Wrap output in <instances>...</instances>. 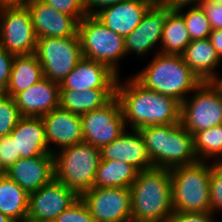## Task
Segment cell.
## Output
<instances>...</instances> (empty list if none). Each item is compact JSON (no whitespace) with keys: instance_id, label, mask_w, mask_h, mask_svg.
Here are the masks:
<instances>
[{"instance_id":"9","label":"cell","mask_w":222,"mask_h":222,"mask_svg":"<svg viewBox=\"0 0 222 222\" xmlns=\"http://www.w3.org/2000/svg\"><path fill=\"white\" fill-rule=\"evenodd\" d=\"M181 123L193 136L222 124V95L212 82H202L181 103Z\"/></svg>"},{"instance_id":"15","label":"cell","mask_w":222,"mask_h":222,"mask_svg":"<svg viewBox=\"0 0 222 222\" xmlns=\"http://www.w3.org/2000/svg\"><path fill=\"white\" fill-rule=\"evenodd\" d=\"M120 76L104 63L82 57L60 83V89H116Z\"/></svg>"},{"instance_id":"35","label":"cell","mask_w":222,"mask_h":222,"mask_svg":"<svg viewBox=\"0 0 222 222\" xmlns=\"http://www.w3.org/2000/svg\"><path fill=\"white\" fill-rule=\"evenodd\" d=\"M19 158L16 155L15 140L10 135L0 137V173H4Z\"/></svg>"},{"instance_id":"4","label":"cell","mask_w":222,"mask_h":222,"mask_svg":"<svg viewBox=\"0 0 222 222\" xmlns=\"http://www.w3.org/2000/svg\"><path fill=\"white\" fill-rule=\"evenodd\" d=\"M139 131L155 168L170 170L198 161L194 153L193 135L183 127L181 122L146 126Z\"/></svg>"},{"instance_id":"12","label":"cell","mask_w":222,"mask_h":222,"mask_svg":"<svg viewBox=\"0 0 222 222\" xmlns=\"http://www.w3.org/2000/svg\"><path fill=\"white\" fill-rule=\"evenodd\" d=\"M80 198L89 208L94 222H132L130 188L93 187Z\"/></svg>"},{"instance_id":"37","label":"cell","mask_w":222,"mask_h":222,"mask_svg":"<svg viewBox=\"0 0 222 222\" xmlns=\"http://www.w3.org/2000/svg\"><path fill=\"white\" fill-rule=\"evenodd\" d=\"M205 12L207 19L210 21L213 30L222 29V5L218 3H211L203 0L199 4Z\"/></svg>"},{"instance_id":"36","label":"cell","mask_w":222,"mask_h":222,"mask_svg":"<svg viewBox=\"0 0 222 222\" xmlns=\"http://www.w3.org/2000/svg\"><path fill=\"white\" fill-rule=\"evenodd\" d=\"M14 57L0 45V93H4L8 86Z\"/></svg>"},{"instance_id":"39","label":"cell","mask_w":222,"mask_h":222,"mask_svg":"<svg viewBox=\"0 0 222 222\" xmlns=\"http://www.w3.org/2000/svg\"><path fill=\"white\" fill-rule=\"evenodd\" d=\"M121 1L123 0H84V5H85L87 14L95 15L101 9L111 6L113 4H117Z\"/></svg>"},{"instance_id":"22","label":"cell","mask_w":222,"mask_h":222,"mask_svg":"<svg viewBox=\"0 0 222 222\" xmlns=\"http://www.w3.org/2000/svg\"><path fill=\"white\" fill-rule=\"evenodd\" d=\"M15 140L16 155L30 158L52 154L45 137V125L41 117L22 116L9 134Z\"/></svg>"},{"instance_id":"43","label":"cell","mask_w":222,"mask_h":222,"mask_svg":"<svg viewBox=\"0 0 222 222\" xmlns=\"http://www.w3.org/2000/svg\"><path fill=\"white\" fill-rule=\"evenodd\" d=\"M212 83L217 87V89L219 90V92L222 95V78L219 79V76H217Z\"/></svg>"},{"instance_id":"8","label":"cell","mask_w":222,"mask_h":222,"mask_svg":"<svg viewBox=\"0 0 222 222\" xmlns=\"http://www.w3.org/2000/svg\"><path fill=\"white\" fill-rule=\"evenodd\" d=\"M35 55L44 78L60 84L83 57L78 32L69 37L37 38Z\"/></svg>"},{"instance_id":"14","label":"cell","mask_w":222,"mask_h":222,"mask_svg":"<svg viewBox=\"0 0 222 222\" xmlns=\"http://www.w3.org/2000/svg\"><path fill=\"white\" fill-rule=\"evenodd\" d=\"M166 5H151L139 25L125 39V51L144 56L158 41L161 43L163 27L172 11Z\"/></svg>"},{"instance_id":"28","label":"cell","mask_w":222,"mask_h":222,"mask_svg":"<svg viewBox=\"0 0 222 222\" xmlns=\"http://www.w3.org/2000/svg\"><path fill=\"white\" fill-rule=\"evenodd\" d=\"M190 42L183 16L173 9L163 27L159 53L182 55Z\"/></svg>"},{"instance_id":"23","label":"cell","mask_w":222,"mask_h":222,"mask_svg":"<svg viewBox=\"0 0 222 222\" xmlns=\"http://www.w3.org/2000/svg\"><path fill=\"white\" fill-rule=\"evenodd\" d=\"M185 63L202 82H212L221 62L209 38L192 40L182 54Z\"/></svg>"},{"instance_id":"24","label":"cell","mask_w":222,"mask_h":222,"mask_svg":"<svg viewBox=\"0 0 222 222\" xmlns=\"http://www.w3.org/2000/svg\"><path fill=\"white\" fill-rule=\"evenodd\" d=\"M116 94V89H87L85 91L60 89V107L82 115L107 104Z\"/></svg>"},{"instance_id":"3","label":"cell","mask_w":222,"mask_h":222,"mask_svg":"<svg viewBox=\"0 0 222 222\" xmlns=\"http://www.w3.org/2000/svg\"><path fill=\"white\" fill-rule=\"evenodd\" d=\"M142 71V72H141ZM133 76L146 89L173 97L180 103L202 81L191 71L182 55L157 53L150 63Z\"/></svg>"},{"instance_id":"46","label":"cell","mask_w":222,"mask_h":222,"mask_svg":"<svg viewBox=\"0 0 222 222\" xmlns=\"http://www.w3.org/2000/svg\"><path fill=\"white\" fill-rule=\"evenodd\" d=\"M206 1L211 2V3H218L222 5V0H206Z\"/></svg>"},{"instance_id":"21","label":"cell","mask_w":222,"mask_h":222,"mask_svg":"<svg viewBox=\"0 0 222 222\" xmlns=\"http://www.w3.org/2000/svg\"><path fill=\"white\" fill-rule=\"evenodd\" d=\"M150 6L144 0H123L101 9L95 16L110 30L125 38L139 25Z\"/></svg>"},{"instance_id":"5","label":"cell","mask_w":222,"mask_h":222,"mask_svg":"<svg viewBox=\"0 0 222 222\" xmlns=\"http://www.w3.org/2000/svg\"><path fill=\"white\" fill-rule=\"evenodd\" d=\"M197 161L170 169L174 212H211V163Z\"/></svg>"},{"instance_id":"11","label":"cell","mask_w":222,"mask_h":222,"mask_svg":"<svg viewBox=\"0 0 222 222\" xmlns=\"http://www.w3.org/2000/svg\"><path fill=\"white\" fill-rule=\"evenodd\" d=\"M0 45L13 55L36 52L37 36L27 7L0 8Z\"/></svg>"},{"instance_id":"38","label":"cell","mask_w":222,"mask_h":222,"mask_svg":"<svg viewBox=\"0 0 222 222\" xmlns=\"http://www.w3.org/2000/svg\"><path fill=\"white\" fill-rule=\"evenodd\" d=\"M212 212H173L168 222H215Z\"/></svg>"},{"instance_id":"17","label":"cell","mask_w":222,"mask_h":222,"mask_svg":"<svg viewBox=\"0 0 222 222\" xmlns=\"http://www.w3.org/2000/svg\"><path fill=\"white\" fill-rule=\"evenodd\" d=\"M27 9L37 38L69 37L78 32V22L72 16L61 13L41 0L32 1Z\"/></svg>"},{"instance_id":"44","label":"cell","mask_w":222,"mask_h":222,"mask_svg":"<svg viewBox=\"0 0 222 222\" xmlns=\"http://www.w3.org/2000/svg\"><path fill=\"white\" fill-rule=\"evenodd\" d=\"M144 1L150 3L151 5H165L168 0H144Z\"/></svg>"},{"instance_id":"29","label":"cell","mask_w":222,"mask_h":222,"mask_svg":"<svg viewBox=\"0 0 222 222\" xmlns=\"http://www.w3.org/2000/svg\"><path fill=\"white\" fill-rule=\"evenodd\" d=\"M193 142L194 153L198 161L213 158L214 162H221L222 124L197 132L193 136Z\"/></svg>"},{"instance_id":"42","label":"cell","mask_w":222,"mask_h":222,"mask_svg":"<svg viewBox=\"0 0 222 222\" xmlns=\"http://www.w3.org/2000/svg\"><path fill=\"white\" fill-rule=\"evenodd\" d=\"M34 0H0V8L27 7Z\"/></svg>"},{"instance_id":"20","label":"cell","mask_w":222,"mask_h":222,"mask_svg":"<svg viewBox=\"0 0 222 222\" xmlns=\"http://www.w3.org/2000/svg\"><path fill=\"white\" fill-rule=\"evenodd\" d=\"M14 99L22 116L42 117L60 107V84L42 78Z\"/></svg>"},{"instance_id":"25","label":"cell","mask_w":222,"mask_h":222,"mask_svg":"<svg viewBox=\"0 0 222 222\" xmlns=\"http://www.w3.org/2000/svg\"><path fill=\"white\" fill-rule=\"evenodd\" d=\"M42 78H44L43 69L35 53L15 55L10 80L4 93L14 98Z\"/></svg>"},{"instance_id":"16","label":"cell","mask_w":222,"mask_h":222,"mask_svg":"<svg viewBox=\"0 0 222 222\" xmlns=\"http://www.w3.org/2000/svg\"><path fill=\"white\" fill-rule=\"evenodd\" d=\"M4 174L28 194L35 192L54 179L53 154L19 158Z\"/></svg>"},{"instance_id":"31","label":"cell","mask_w":222,"mask_h":222,"mask_svg":"<svg viewBox=\"0 0 222 222\" xmlns=\"http://www.w3.org/2000/svg\"><path fill=\"white\" fill-rule=\"evenodd\" d=\"M21 117L15 99L0 93V137L9 135Z\"/></svg>"},{"instance_id":"18","label":"cell","mask_w":222,"mask_h":222,"mask_svg":"<svg viewBox=\"0 0 222 222\" xmlns=\"http://www.w3.org/2000/svg\"><path fill=\"white\" fill-rule=\"evenodd\" d=\"M41 118L45 125V137L50 153L54 154L57 150L50 148L52 143L63 149L83 142L80 115L58 107Z\"/></svg>"},{"instance_id":"2","label":"cell","mask_w":222,"mask_h":222,"mask_svg":"<svg viewBox=\"0 0 222 222\" xmlns=\"http://www.w3.org/2000/svg\"><path fill=\"white\" fill-rule=\"evenodd\" d=\"M130 191L132 222H168L173 215L170 170L138 172Z\"/></svg>"},{"instance_id":"7","label":"cell","mask_w":222,"mask_h":222,"mask_svg":"<svg viewBox=\"0 0 222 222\" xmlns=\"http://www.w3.org/2000/svg\"><path fill=\"white\" fill-rule=\"evenodd\" d=\"M82 56L109 66L118 75L117 61L126 55L125 39L106 27L95 15L78 23Z\"/></svg>"},{"instance_id":"32","label":"cell","mask_w":222,"mask_h":222,"mask_svg":"<svg viewBox=\"0 0 222 222\" xmlns=\"http://www.w3.org/2000/svg\"><path fill=\"white\" fill-rule=\"evenodd\" d=\"M210 205L211 212H222V163L212 162L210 175Z\"/></svg>"},{"instance_id":"41","label":"cell","mask_w":222,"mask_h":222,"mask_svg":"<svg viewBox=\"0 0 222 222\" xmlns=\"http://www.w3.org/2000/svg\"><path fill=\"white\" fill-rule=\"evenodd\" d=\"M203 0H168L165 4L166 6H169L171 9H178L182 7L184 10V7L190 6V4L193 5H199Z\"/></svg>"},{"instance_id":"27","label":"cell","mask_w":222,"mask_h":222,"mask_svg":"<svg viewBox=\"0 0 222 222\" xmlns=\"http://www.w3.org/2000/svg\"><path fill=\"white\" fill-rule=\"evenodd\" d=\"M138 170L129 163L117 160H101L96 171L94 187L130 188Z\"/></svg>"},{"instance_id":"40","label":"cell","mask_w":222,"mask_h":222,"mask_svg":"<svg viewBox=\"0 0 222 222\" xmlns=\"http://www.w3.org/2000/svg\"><path fill=\"white\" fill-rule=\"evenodd\" d=\"M208 38L212 46L216 49L218 56L222 59V29L212 30Z\"/></svg>"},{"instance_id":"1","label":"cell","mask_w":222,"mask_h":222,"mask_svg":"<svg viewBox=\"0 0 222 222\" xmlns=\"http://www.w3.org/2000/svg\"><path fill=\"white\" fill-rule=\"evenodd\" d=\"M120 82L118 78L115 96L121 105L125 125L129 123L130 129L181 122V103L173 97L146 89L134 77L125 84Z\"/></svg>"},{"instance_id":"6","label":"cell","mask_w":222,"mask_h":222,"mask_svg":"<svg viewBox=\"0 0 222 222\" xmlns=\"http://www.w3.org/2000/svg\"><path fill=\"white\" fill-rule=\"evenodd\" d=\"M54 179L73 190L79 197L94 187L101 161L100 149L81 142L53 154Z\"/></svg>"},{"instance_id":"34","label":"cell","mask_w":222,"mask_h":222,"mask_svg":"<svg viewBox=\"0 0 222 222\" xmlns=\"http://www.w3.org/2000/svg\"><path fill=\"white\" fill-rule=\"evenodd\" d=\"M63 14L72 16L78 23L87 15L84 0H41Z\"/></svg>"},{"instance_id":"19","label":"cell","mask_w":222,"mask_h":222,"mask_svg":"<svg viewBox=\"0 0 222 222\" xmlns=\"http://www.w3.org/2000/svg\"><path fill=\"white\" fill-rule=\"evenodd\" d=\"M132 132V133H131ZM126 130L113 142L100 149L101 160L123 161L139 172L154 168L146 150L142 134L137 129Z\"/></svg>"},{"instance_id":"10","label":"cell","mask_w":222,"mask_h":222,"mask_svg":"<svg viewBox=\"0 0 222 222\" xmlns=\"http://www.w3.org/2000/svg\"><path fill=\"white\" fill-rule=\"evenodd\" d=\"M80 117L83 142L99 149L113 142L127 129L116 96L103 107L82 114Z\"/></svg>"},{"instance_id":"33","label":"cell","mask_w":222,"mask_h":222,"mask_svg":"<svg viewBox=\"0 0 222 222\" xmlns=\"http://www.w3.org/2000/svg\"><path fill=\"white\" fill-rule=\"evenodd\" d=\"M53 222H94V219L85 202L79 197Z\"/></svg>"},{"instance_id":"26","label":"cell","mask_w":222,"mask_h":222,"mask_svg":"<svg viewBox=\"0 0 222 222\" xmlns=\"http://www.w3.org/2000/svg\"><path fill=\"white\" fill-rule=\"evenodd\" d=\"M29 194L0 173V212L13 222H27Z\"/></svg>"},{"instance_id":"45","label":"cell","mask_w":222,"mask_h":222,"mask_svg":"<svg viewBox=\"0 0 222 222\" xmlns=\"http://www.w3.org/2000/svg\"><path fill=\"white\" fill-rule=\"evenodd\" d=\"M0 222H13L6 215L0 212Z\"/></svg>"},{"instance_id":"13","label":"cell","mask_w":222,"mask_h":222,"mask_svg":"<svg viewBox=\"0 0 222 222\" xmlns=\"http://www.w3.org/2000/svg\"><path fill=\"white\" fill-rule=\"evenodd\" d=\"M78 198L73 190L53 179L29 194L27 222H53Z\"/></svg>"},{"instance_id":"30","label":"cell","mask_w":222,"mask_h":222,"mask_svg":"<svg viewBox=\"0 0 222 222\" xmlns=\"http://www.w3.org/2000/svg\"><path fill=\"white\" fill-rule=\"evenodd\" d=\"M186 13L182 7L176 9L184 18V22L192 40L208 38L213 30L204 10L200 5H191Z\"/></svg>"}]
</instances>
